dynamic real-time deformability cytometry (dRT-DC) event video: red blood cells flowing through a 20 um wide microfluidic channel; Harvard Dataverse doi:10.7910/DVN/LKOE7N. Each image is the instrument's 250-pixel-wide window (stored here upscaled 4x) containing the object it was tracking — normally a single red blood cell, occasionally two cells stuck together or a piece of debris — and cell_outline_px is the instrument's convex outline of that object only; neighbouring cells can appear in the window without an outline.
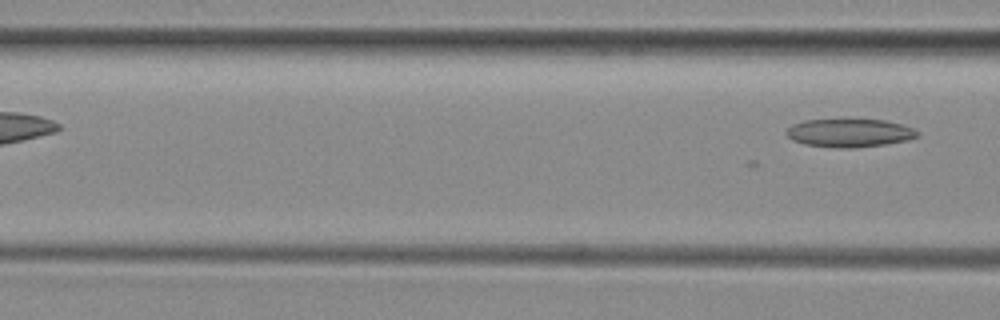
{"species": "common noctule bat (a hibernating species)", "species_latin": "Nyctalus noctula", "temperature_condition": "room temperature", "stored_images_in_passage": 7, "segment_of_instrument_passage": [3, 3], "camera_frame_rate_fps": 3000, "um_per_image_px": 0.085, "animal": {"sex": "female", "body_mass_g": 29.2, "forearm_length_mm": 56.3}, "frame": {"image": 1, "passage_image": 7, "time_ms": 8.0, "image_size_px": [1000, 320], "cell_outline_px": [[920, 136], [908, 140], [884, 144], [852, 148], [836, 148], [804, 144], [792, 140], [784, 132], [792, 124], [804, 120], [884, 120], [900, 124], [912, 128], [920, 132]], "centroid_in_image_um": [72.2, 11.31], "position_along_channel_um": 94.4, "area_um2": 21.5}}